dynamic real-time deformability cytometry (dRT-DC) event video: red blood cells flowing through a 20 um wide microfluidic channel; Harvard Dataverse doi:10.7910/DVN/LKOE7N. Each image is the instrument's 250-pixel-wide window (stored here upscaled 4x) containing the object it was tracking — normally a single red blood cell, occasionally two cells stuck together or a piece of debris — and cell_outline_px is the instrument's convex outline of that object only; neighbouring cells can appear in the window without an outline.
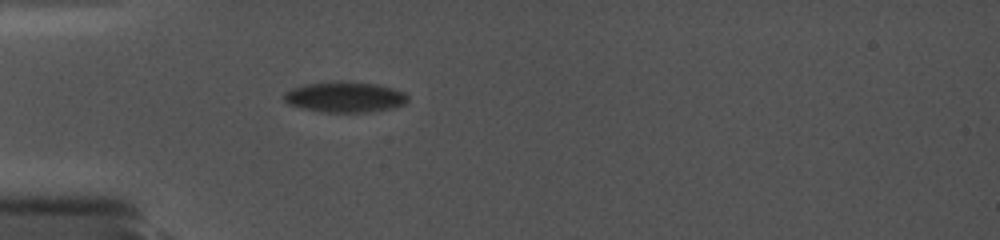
{"species": "common noctule bat (a hibernating species)", "species_latin": "Nyctalus noctula", "temperature_condition": "cold", "stored_images_in_passage": 30, "camera_frame_rate_fps": 5000, "um_per_image_px": 0.085, "animal": {"sex": "female", "body_mass_g": 19.0, "forearm_length_mm": 56.7}, "frame": {"image": 1, "passage_image": 1, "time_ms": 0.0, "image_size_px": [1000, 240], "cell_outline_px": [[408, 100], [404, 104], [392, 108], [368, 112], [320, 112], [288, 104], [284, 100], [284, 92], [292, 88], [304, 84], [332, 80], [344, 80], [376, 84], [392, 88], [404, 92], [408, 96]], "centroid_in_image_um": [29.3, 8.23], "position_along_channel_um": 55.7, "area_um2": 22.37}}
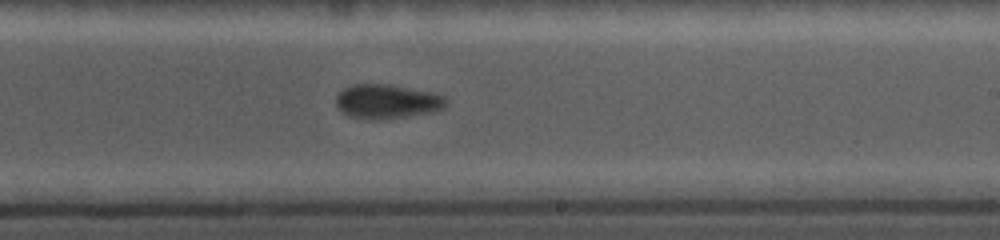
{"frame": {"image": 2, "passage_image": 15, "time_ms": 5.6, "image_size_px": [1000, 240], "cell_outline_px": [[448, 104], [444, 108], [432, 112], [376, 120], [372, 120], [348, 116], [336, 104], [336, 96], [344, 88], [352, 84], [388, 84], [432, 92], [448, 96]], "centroid_in_image_um": [32.94, 8.61], "position_along_channel_um": 256.1, "area_um2": 22.02}}
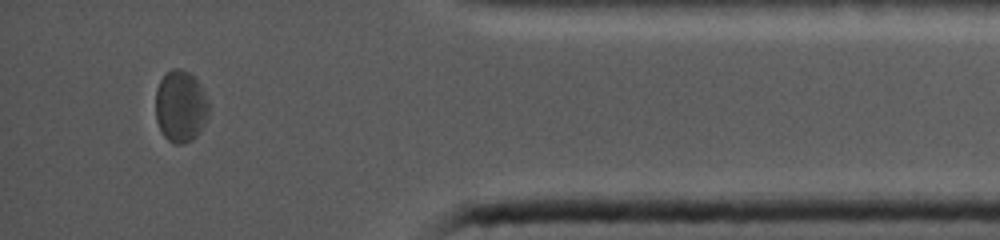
{"frame": {"image": 3, "passage_image": 27, "time_ms": 10.4, "image_size_px": [1000, 240], "cell_outline_px": [[208, 116], [200, 132], [192, 140], [184, 144], [176, 144], [168, 140], [164, 136], [156, 120], [156, 88], [164, 72], [172, 68], [180, 68], [188, 72], [200, 84], [208, 100]], "centroid_in_image_um": [15.34, 9.03], "position_along_channel_um": 419.9, "area_um2": 22.43}}